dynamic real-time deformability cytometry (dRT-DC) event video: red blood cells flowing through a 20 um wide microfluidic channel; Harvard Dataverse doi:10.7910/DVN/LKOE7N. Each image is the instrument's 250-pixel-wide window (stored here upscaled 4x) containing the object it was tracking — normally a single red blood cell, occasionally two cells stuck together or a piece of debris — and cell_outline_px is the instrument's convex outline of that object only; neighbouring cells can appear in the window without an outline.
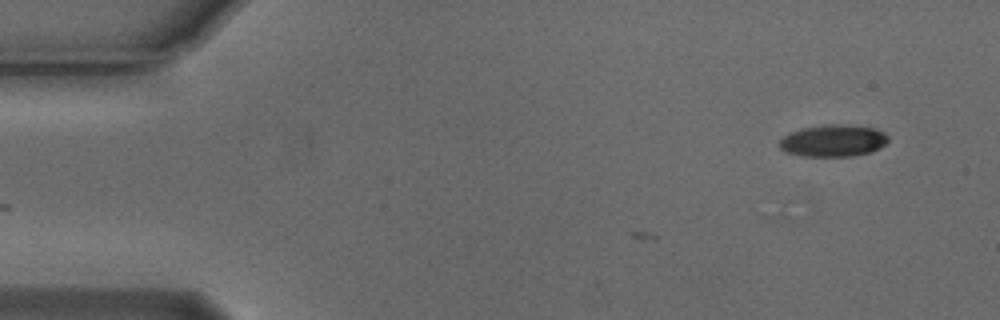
{"species": "Egyptian fruit bat (a non-hibernating species)", "species_latin": "Rousettus aegyptiacus", "temperature_condition": "cold", "stored_images_in_passage": 5, "camera_frame_rate_fps": 3000, "um_per_image_px": 0.085, "animal": {"sex": "male"}, "frame": {"image": 1, "passage_image": 5, "time_ms": 1.333, "image_size_px": [1000, 320], "cell_outline_px": [[888, 140], [880, 148], [872, 152], [852, 156], [800, 156], [788, 152], [780, 148], [780, 140], [784, 136], [800, 128], [828, 124], [840, 124], [876, 128], [884, 132], [888, 136]], "centroid_in_image_um": [70.85, 11.96], "position_along_channel_um": 14.2, "area_um2": 20.23}}